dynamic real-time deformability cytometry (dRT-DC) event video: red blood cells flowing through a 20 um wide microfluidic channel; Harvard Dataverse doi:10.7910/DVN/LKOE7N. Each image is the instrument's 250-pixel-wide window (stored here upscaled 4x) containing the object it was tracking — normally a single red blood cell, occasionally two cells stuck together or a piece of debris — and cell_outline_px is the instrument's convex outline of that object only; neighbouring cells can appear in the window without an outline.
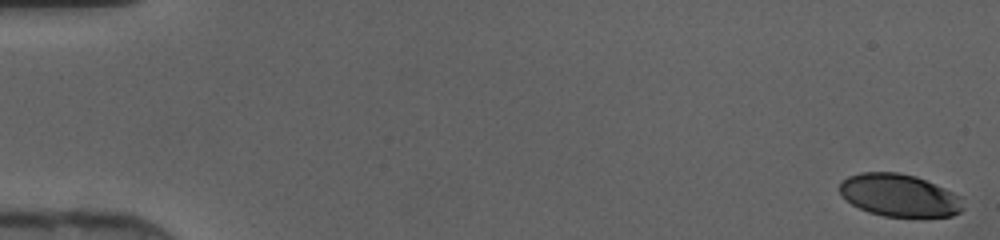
{"species": "human", "species_latin": "Homo sapiens", "temperature_condition": "cold", "stored_images_in_passage": 16, "camera_frame_rate_fps": 3000, "um_per_image_px": 0.085, "donor": {"sex": "female"}, "frame": {"image": 1, "passage_image": 1, "time_ms": 0.0, "image_size_px": [1000, 240], "cell_outline_px": [[964, 208], [960, 212], [952, 216], [884, 216], [868, 212], [852, 204], [840, 192], [840, 184], [848, 176], [860, 172], [896, 172], [916, 176], [964, 196]], "centroid_in_image_um": [76.5, 16.6], "position_along_channel_um": 8.5, "area_um2": 30.63}}
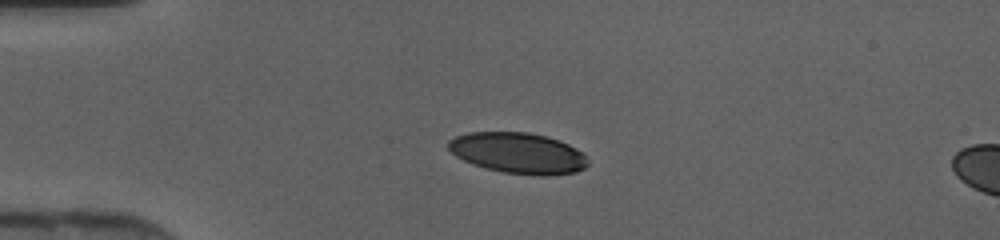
{"frame": {"image": 2, "passage_image": 12, "time_ms": 3.667, "image_size_px": [1000, 240], "cell_outline_px": [[588, 164], [584, 168], [576, 172], [544, 176], [540, 176], [504, 172], [484, 168], [472, 164], [456, 156], [448, 148], [448, 140], [456, 136], [468, 132], [528, 132], [560, 140], [576, 148], [584, 156]], "centroid_in_image_um": [44.01, 13.01], "position_along_channel_um": 41.0, "area_um2": 33.12}}